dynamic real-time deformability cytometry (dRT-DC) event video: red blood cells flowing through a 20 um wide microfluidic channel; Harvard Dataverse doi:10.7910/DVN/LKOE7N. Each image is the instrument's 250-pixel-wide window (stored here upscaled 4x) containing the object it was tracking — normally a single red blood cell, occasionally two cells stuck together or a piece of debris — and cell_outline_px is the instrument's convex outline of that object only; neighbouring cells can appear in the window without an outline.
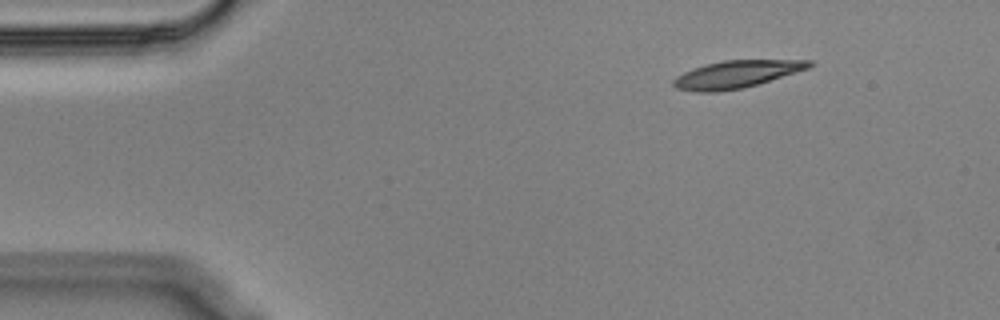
{"species": "Egyptian fruit bat (a non-hibernating species)", "species_latin": "Rousettus aegyptiacus", "temperature_condition": "cold", "stored_images_in_passage": 50, "camera_frame_rate_fps": 3000, "um_per_image_px": 0.085, "animal": {"sex": "male"}, "frame": {"image": 1, "passage_image": 1, "time_ms": 0.0, "image_size_px": [1000, 320], "cell_outline_px": [[816, 64], [808, 68], [744, 88], [716, 92], [696, 92], [676, 88], [672, 84], [672, 80], [676, 76], [692, 68], [704, 64], [724, 60], [812, 60]], "centroid_in_image_um": [62.56, 6.31], "position_along_channel_um": 22.4, "area_um2": 21.68}}
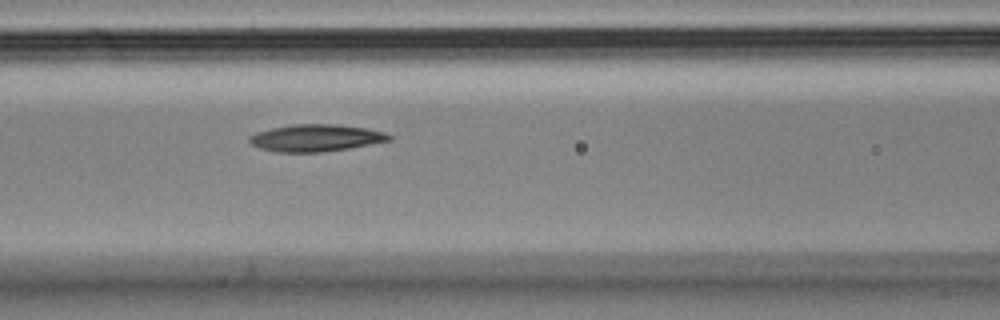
{"frame": {"image": 2, "passage_image": 17, "time_ms": 5.333, "image_size_px": [1000, 320], "cell_outline_px": [[392, 140], [348, 148], [320, 152], [276, 152], [260, 148], [252, 144], [248, 140], [248, 136], [256, 132], [272, 128], [292, 124], [336, 124], [368, 128], [384, 132], [392, 136]], "centroid_in_image_um": [26.84, 11.71], "position_along_channel_um": 139.8, "area_um2": 22.02}}
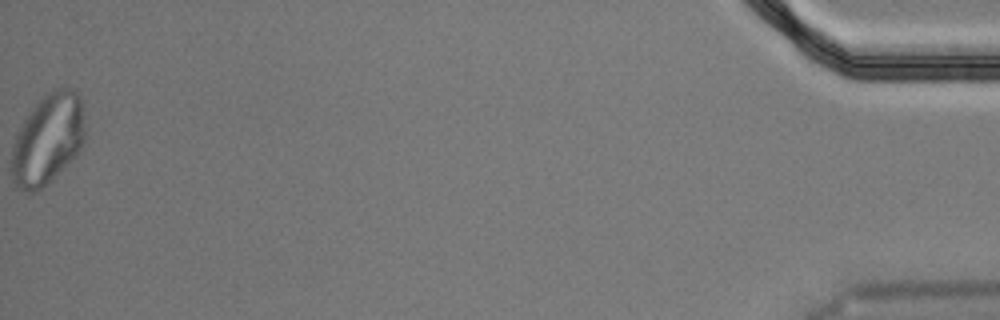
{"frame": {"image": 3, "passage_image": 50, "time_ms": 16.333, "image_size_px": [1000, 320], "cell_outline_px": [[84, 140], [80, 148], [36, 192], [24, 192], [16, 188], [12, 180], [12, 144], [24, 120], [36, 104], [48, 92], [56, 88], [76, 88], [80, 96], [84, 128]], "centroid_in_image_um": [4.03, 11.8], "position_along_channel_um": 431.2, "area_um2": 37.69}, "authors_computed_cell_mechanics": {"area_um2": 22.253, "velocity_mm_per_s": 3.5571, "shape_relaxation_time_tau1_ms": null, "shape_relaxation_time_tau2_ms": 10.2631, "deformation_change_tau1": null, "deformation_change_tau2": 0.2082}}